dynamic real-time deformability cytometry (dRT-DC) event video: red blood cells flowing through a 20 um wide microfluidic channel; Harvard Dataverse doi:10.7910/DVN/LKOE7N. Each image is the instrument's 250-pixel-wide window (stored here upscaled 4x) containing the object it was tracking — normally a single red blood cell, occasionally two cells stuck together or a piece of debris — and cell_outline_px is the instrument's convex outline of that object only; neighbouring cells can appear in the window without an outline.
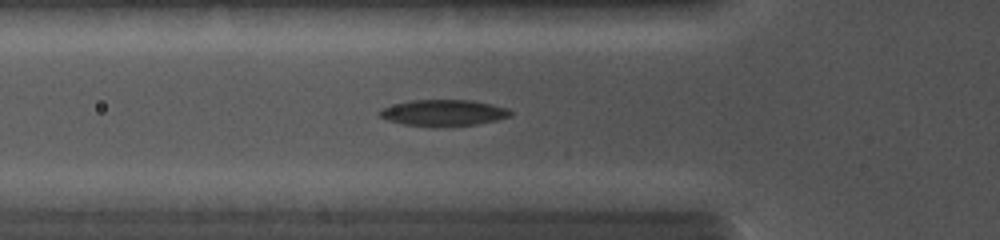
{"species": "common noctule bat (a hibernating species)", "species_latin": "Nyctalus noctula", "temperature_condition": "cold", "stored_images_in_passage": 23, "camera_frame_rate_fps": 5000, "um_per_image_px": 0.085, "animal": {"sex": "female", "body_mass_g": 19.0, "forearm_length_mm": 56.7}, "frame": {"image": 1, "passage_image": 14, "time_ms": 2.8, "image_size_px": [1000, 240], "cell_outline_px": [[512, 116], [496, 120], [476, 124], [404, 124], [388, 120], [380, 116], [380, 108], [412, 100], [472, 100], [508, 108], [512, 112]], "centroid_in_image_um": [37.74, 9.54], "position_along_channel_um": 88.1, "area_um2": 19.07}}